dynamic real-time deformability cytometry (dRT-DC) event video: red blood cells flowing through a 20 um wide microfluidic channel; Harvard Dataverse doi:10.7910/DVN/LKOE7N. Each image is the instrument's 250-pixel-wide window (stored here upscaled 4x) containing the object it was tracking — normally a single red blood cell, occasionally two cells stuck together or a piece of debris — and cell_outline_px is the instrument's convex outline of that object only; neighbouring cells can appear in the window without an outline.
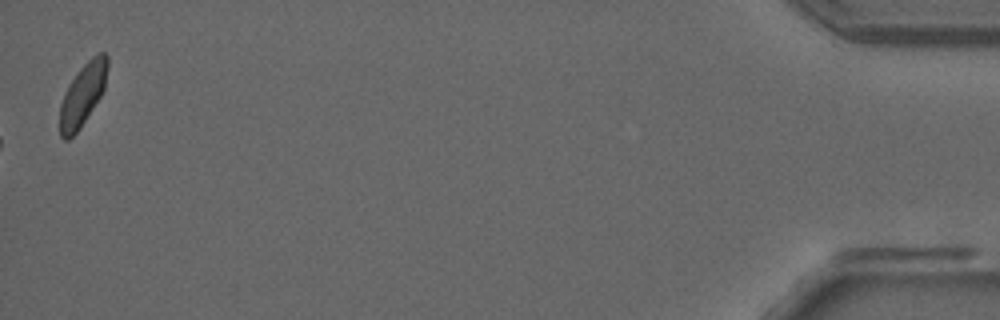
{"species": "common noctule bat (a hibernating species)", "species_latin": "Nyctalus noctula", "temperature_condition": "room temperature", "stored_images_in_passage": 44, "camera_frame_rate_fps": 3000, "um_per_image_px": 0.085, "animal": {"sex": "male", "forearm_length_mm": 52.5}, "frame": {"image": 1, "passage_image": 44, "time_ms": 14.333, "image_size_px": [1000, 320], "cell_outline_px": [[108, 68], [104, 88], [100, 96], [80, 128], [68, 140], [64, 140], [60, 136], [60, 104], [64, 92], [68, 84], [76, 72], [96, 52], [104, 52], [108, 56]], "centroid_in_image_um": [7.02, 8.01], "position_along_channel_um": 428.2, "area_um2": 17.34}, "authors_computed_cell_mechanics": {"area_um2": 15.7216, "velocity_mm_per_s": 3.8839, "shape_relaxation_time_tau1_ms": null, "shape_relaxation_time_tau2_ms": 6.6646, "deformation_change_tau1": null, "deformation_change_tau2": 0.1855}}